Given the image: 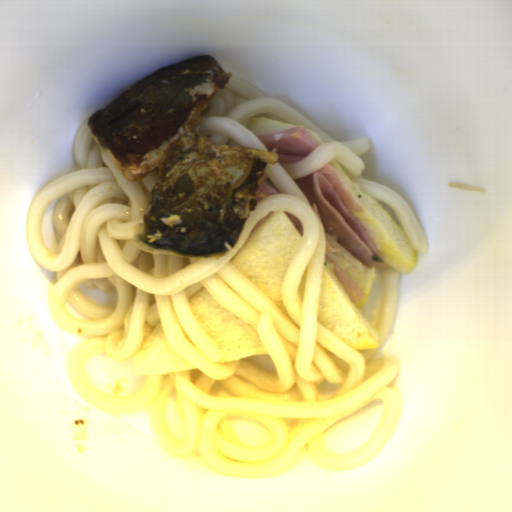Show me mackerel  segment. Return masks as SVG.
I'll return each mask as SVG.
<instances>
[{
	"mask_svg": "<svg viewBox=\"0 0 512 512\" xmlns=\"http://www.w3.org/2000/svg\"><path fill=\"white\" fill-rule=\"evenodd\" d=\"M232 74L209 54L155 69L87 118L94 141L128 181L156 172L137 244L193 258L236 248L279 149L217 145L202 115Z\"/></svg>",
	"mask_w": 512,
	"mask_h": 512,
	"instance_id": "14911b7f",
	"label": "mackerel segment"
}]
</instances>
